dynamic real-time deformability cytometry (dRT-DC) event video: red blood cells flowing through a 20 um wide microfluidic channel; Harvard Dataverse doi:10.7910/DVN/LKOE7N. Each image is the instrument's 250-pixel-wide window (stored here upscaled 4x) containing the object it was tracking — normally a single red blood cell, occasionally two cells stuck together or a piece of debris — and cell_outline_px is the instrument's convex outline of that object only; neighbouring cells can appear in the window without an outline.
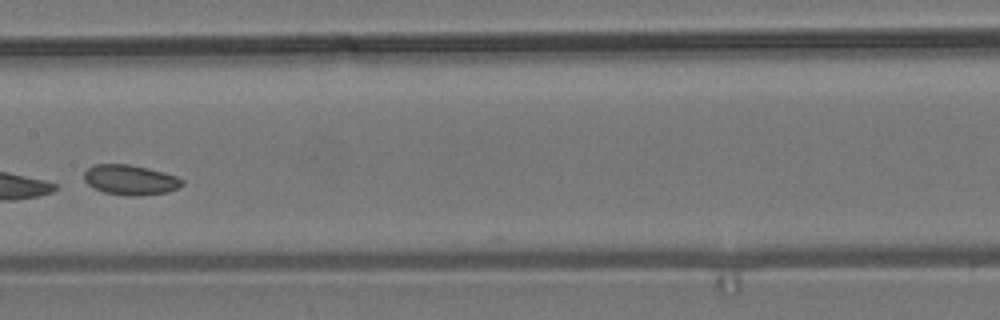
{"species": "common noctule bat (a hibernating species)", "species_latin": "Nyctalus noctula", "temperature_condition": "room temperature", "stored_images_in_passage": 9, "camera_frame_rate_fps": 3000, "um_per_image_px": 0.085, "animal": {"sex": "male", "body_mass_g": 19.2, "forearm_length_mm": 51.8}, "frame": {"image": 1, "passage_image": 6, "time_ms": 6.0, "image_size_px": [1000, 320], "cell_outline_px": [[184, 184], [168, 192], [136, 196], [128, 196], [104, 192], [88, 184], [84, 180], [84, 172], [92, 164], [128, 164], [148, 168], [164, 172], [176, 176], [184, 180]], "centroid_in_image_um": [11.08, 15.28], "position_along_channel_um": 196.3, "area_um2": 17.17}}
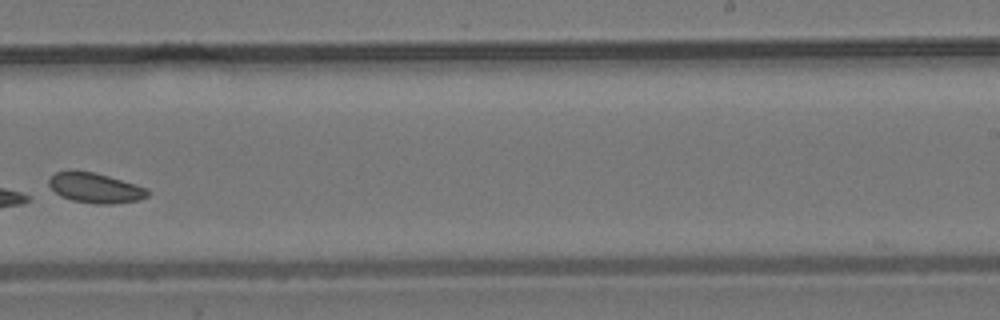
{"frame": {"image": 2, "passage_image": 8, "time_ms": 8.333, "image_size_px": [1000, 320], "cell_outline_px": [[148, 196], [140, 200], [112, 204], [96, 204], [72, 200], [60, 196], [48, 184], [48, 180], [56, 172], [92, 172], [108, 176], [136, 184], [148, 188]], "centroid_in_image_um": [8.14, 16.0], "position_along_channel_um": 280.9, "area_um2": 16.99}}
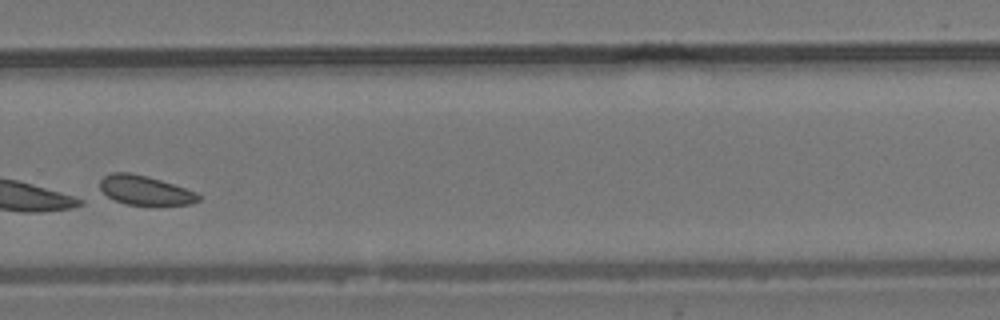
{"frame": {"image": 3, "passage_image": 9, "time_ms": 9.333, "image_size_px": [1000, 320], "cell_outline_px": [[200, 200], [192, 204], [152, 208], [124, 204], [100, 192], [100, 180], [104, 176], [112, 172], [132, 172], [148, 176], [196, 192], [200, 196]], "centroid_in_image_um": [12.34, 16.23], "position_along_channel_um": 317.5, "area_um2": 17.63}}